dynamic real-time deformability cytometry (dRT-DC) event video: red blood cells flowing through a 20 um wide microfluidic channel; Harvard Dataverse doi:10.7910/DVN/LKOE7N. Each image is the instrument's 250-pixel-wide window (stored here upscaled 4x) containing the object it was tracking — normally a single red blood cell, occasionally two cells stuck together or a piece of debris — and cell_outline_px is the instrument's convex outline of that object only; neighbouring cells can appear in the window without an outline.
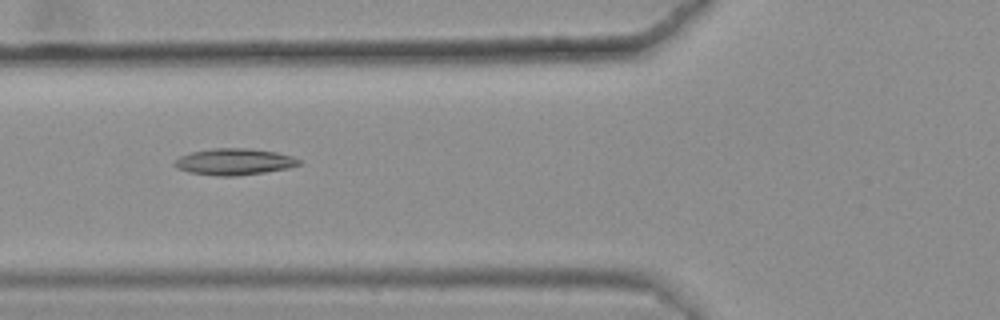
{"species": "common noctule bat (a hibernating species)", "species_latin": "Nyctalus noctula", "temperature_condition": "warm", "stored_images_in_passage": 50, "camera_frame_rate_fps": 3000, "um_per_image_px": 0.085, "animal": {"sex": "female", "body_mass_g": 25.1}, "frame": {"image": 1, "passage_image": 22, "time_ms": 7.0, "image_size_px": [1000, 320], "cell_outline_px": [[304, 164], [288, 168], [264, 172], [236, 176], [220, 176], [188, 172], [176, 168], [172, 164], [180, 156], [192, 152], [212, 148], [248, 148], [276, 152], [292, 156], [300, 160]], "centroid_in_image_um": [19.92, 13.75], "position_along_channel_um": 105.9, "area_um2": 19.25}, "authors_computed_cell_mechanics": {"area_um2": 18.207, "velocity_mm_per_s": 3.6419, "shape_relaxation_time_tau1_ms": null, "shape_relaxation_time_tau2_ms": 6.0529, "deformation_change_tau1": null, "deformation_change_tau2": 0.1541}}